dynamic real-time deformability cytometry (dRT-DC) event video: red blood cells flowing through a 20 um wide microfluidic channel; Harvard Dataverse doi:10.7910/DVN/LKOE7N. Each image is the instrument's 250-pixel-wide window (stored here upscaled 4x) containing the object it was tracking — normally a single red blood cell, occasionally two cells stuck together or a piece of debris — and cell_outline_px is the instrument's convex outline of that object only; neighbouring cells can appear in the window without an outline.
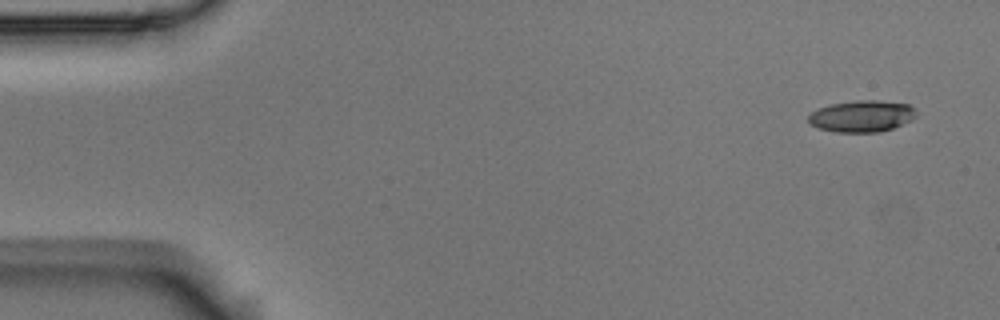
{"species": "Egyptian fruit bat (a non-hibernating species)", "species_latin": "Rousettus aegyptiacus", "temperature_condition": "room temperature", "stored_images_in_passage": 5, "camera_frame_rate_fps": 3000, "um_per_image_px": 0.085, "animal": {"sex": "male"}, "frame": {"image": 1, "passage_image": 1, "time_ms": 0.0, "image_size_px": [1000, 320], "cell_outline_px": [[916, 116], [912, 120], [892, 128], [880, 132], [836, 132], [816, 128], [808, 124], [808, 116], [812, 112], [820, 108], [832, 104], [856, 100], [880, 100], [908, 104], [916, 108]], "centroid_in_image_um": [73.26, 9.88], "position_along_channel_um": 11.7, "area_um2": 20.0}}